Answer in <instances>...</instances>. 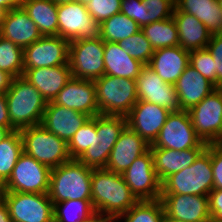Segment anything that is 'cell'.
<instances>
[{
	"label": "cell",
	"instance_id": "cell-1",
	"mask_svg": "<svg viewBox=\"0 0 222 222\" xmlns=\"http://www.w3.org/2000/svg\"><path fill=\"white\" fill-rule=\"evenodd\" d=\"M138 201L122 174L107 169H93L91 203L97 215L119 217Z\"/></svg>",
	"mask_w": 222,
	"mask_h": 222
},
{
	"label": "cell",
	"instance_id": "cell-2",
	"mask_svg": "<svg viewBox=\"0 0 222 222\" xmlns=\"http://www.w3.org/2000/svg\"><path fill=\"white\" fill-rule=\"evenodd\" d=\"M5 97L10 123L16 130L41 124L47 101L23 76L13 79Z\"/></svg>",
	"mask_w": 222,
	"mask_h": 222
},
{
	"label": "cell",
	"instance_id": "cell-3",
	"mask_svg": "<svg viewBox=\"0 0 222 222\" xmlns=\"http://www.w3.org/2000/svg\"><path fill=\"white\" fill-rule=\"evenodd\" d=\"M93 169L77 159L51 169L49 198L53 203L66 200H91V177Z\"/></svg>",
	"mask_w": 222,
	"mask_h": 222
},
{
	"label": "cell",
	"instance_id": "cell-4",
	"mask_svg": "<svg viewBox=\"0 0 222 222\" xmlns=\"http://www.w3.org/2000/svg\"><path fill=\"white\" fill-rule=\"evenodd\" d=\"M213 190L211 144L194 163L168 176L161 183V194L207 195Z\"/></svg>",
	"mask_w": 222,
	"mask_h": 222
},
{
	"label": "cell",
	"instance_id": "cell-5",
	"mask_svg": "<svg viewBox=\"0 0 222 222\" xmlns=\"http://www.w3.org/2000/svg\"><path fill=\"white\" fill-rule=\"evenodd\" d=\"M94 83L100 114L126 117L139 100L135 79L104 74Z\"/></svg>",
	"mask_w": 222,
	"mask_h": 222
},
{
	"label": "cell",
	"instance_id": "cell-6",
	"mask_svg": "<svg viewBox=\"0 0 222 222\" xmlns=\"http://www.w3.org/2000/svg\"><path fill=\"white\" fill-rule=\"evenodd\" d=\"M19 132L23 142V152L50 169L71 160L68 144L42 125L26 127Z\"/></svg>",
	"mask_w": 222,
	"mask_h": 222
},
{
	"label": "cell",
	"instance_id": "cell-7",
	"mask_svg": "<svg viewBox=\"0 0 222 222\" xmlns=\"http://www.w3.org/2000/svg\"><path fill=\"white\" fill-rule=\"evenodd\" d=\"M126 126L125 116L96 115V134L77 160L91 169H105L110 152Z\"/></svg>",
	"mask_w": 222,
	"mask_h": 222
},
{
	"label": "cell",
	"instance_id": "cell-8",
	"mask_svg": "<svg viewBox=\"0 0 222 222\" xmlns=\"http://www.w3.org/2000/svg\"><path fill=\"white\" fill-rule=\"evenodd\" d=\"M68 63L74 78H101L105 74L104 41L100 37L70 41Z\"/></svg>",
	"mask_w": 222,
	"mask_h": 222
},
{
	"label": "cell",
	"instance_id": "cell-9",
	"mask_svg": "<svg viewBox=\"0 0 222 222\" xmlns=\"http://www.w3.org/2000/svg\"><path fill=\"white\" fill-rule=\"evenodd\" d=\"M51 169L24 152L19 156L2 192L48 194Z\"/></svg>",
	"mask_w": 222,
	"mask_h": 222
},
{
	"label": "cell",
	"instance_id": "cell-10",
	"mask_svg": "<svg viewBox=\"0 0 222 222\" xmlns=\"http://www.w3.org/2000/svg\"><path fill=\"white\" fill-rule=\"evenodd\" d=\"M188 112L197 136L207 144H219L222 139V88L214 89Z\"/></svg>",
	"mask_w": 222,
	"mask_h": 222
},
{
	"label": "cell",
	"instance_id": "cell-11",
	"mask_svg": "<svg viewBox=\"0 0 222 222\" xmlns=\"http://www.w3.org/2000/svg\"><path fill=\"white\" fill-rule=\"evenodd\" d=\"M207 146L208 144L197 136L187 110L171 112L157 138L150 145V147L173 150L207 148Z\"/></svg>",
	"mask_w": 222,
	"mask_h": 222
},
{
	"label": "cell",
	"instance_id": "cell-12",
	"mask_svg": "<svg viewBox=\"0 0 222 222\" xmlns=\"http://www.w3.org/2000/svg\"><path fill=\"white\" fill-rule=\"evenodd\" d=\"M13 222H54L53 202L48 194L3 192Z\"/></svg>",
	"mask_w": 222,
	"mask_h": 222
},
{
	"label": "cell",
	"instance_id": "cell-13",
	"mask_svg": "<svg viewBox=\"0 0 222 222\" xmlns=\"http://www.w3.org/2000/svg\"><path fill=\"white\" fill-rule=\"evenodd\" d=\"M58 36L69 42L77 39H94L100 36V24L80 2L58 4Z\"/></svg>",
	"mask_w": 222,
	"mask_h": 222
},
{
	"label": "cell",
	"instance_id": "cell-14",
	"mask_svg": "<svg viewBox=\"0 0 222 222\" xmlns=\"http://www.w3.org/2000/svg\"><path fill=\"white\" fill-rule=\"evenodd\" d=\"M122 175L139 201L161 199V182L154 169L150 148L136 158Z\"/></svg>",
	"mask_w": 222,
	"mask_h": 222
},
{
	"label": "cell",
	"instance_id": "cell-15",
	"mask_svg": "<svg viewBox=\"0 0 222 222\" xmlns=\"http://www.w3.org/2000/svg\"><path fill=\"white\" fill-rule=\"evenodd\" d=\"M69 41L60 36H42L23 48L24 73L31 68L68 64Z\"/></svg>",
	"mask_w": 222,
	"mask_h": 222
},
{
	"label": "cell",
	"instance_id": "cell-16",
	"mask_svg": "<svg viewBox=\"0 0 222 222\" xmlns=\"http://www.w3.org/2000/svg\"><path fill=\"white\" fill-rule=\"evenodd\" d=\"M139 100L159 105L167 111L181 110L175 85L163 81L148 65H144L136 79Z\"/></svg>",
	"mask_w": 222,
	"mask_h": 222
},
{
	"label": "cell",
	"instance_id": "cell-17",
	"mask_svg": "<svg viewBox=\"0 0 222 222\" xmlns=\"http://www.w3.org/2000/svg\"><path fill=\"white\" fill-rule=\"evenodd\" d=\"M169 114V111L159 105L138 100L126 116L127 126L151 145Z\"/></svg>",
	"mask_w": 222,
	"mask_h": 222
},
{
	"label": "cell",
	"instance_id": "cell-18",
	"mask_svg": "<svg viewBox=\"0 0 222 222\" xmlns=\"http://www.w3.org/2000/svg\"><path fill=\"white\" fill-rule=\"evenodd\" d=\"M52 102L86 114L90 118L100 114L93 80L72 77Z\"/></svg>",
	"mask_w": 222,
	"mask_h": 222
},
{
	"label": "cell",
	"instance_id": "cell-19",
	"mask_svg": "<svg viewBox=\"0 0 222 222\" xmlns=\"http://www.w3.org/2000/svg\"><path fill=\"white\" fill-rule=\"evenodd\" d=\"M165 214L186 222H207L211 215L207 195L161 194Z\"/></svg>",
	"mask_w": 222,
	"mask_h": 222
},
{
	"label": "cell",
	"instance_id": "cell-20",
	"mask_svg": "<svg viewBox=\"0 0 222 222\" xmlns=\"http://www.w3.org/2000/svg\"><path fill=\"white\" fill-rule=\"evenodd\" d=\"M89 118L86 114L50 101L46 104L40 125L68 144L73 135Z\"/></svg>",
	"mask_w": 222,
	"mask_h": 222
},
{
	"label": "cell",
	"instance_id": "cell-21",
	"mask_svg": "<svg viewBox=\"0 0 222 222\" xmlns=\"http://www.w3.org/2000/svg\"><path fill=\"white\" fill-rule=\"evenodd\" d=\"M149 148L150 145L142 137L126 126L110 152L105 169L123 174Z\"/></svg>",
	"mask_w": 222,
	"mask_h": 222
},
{
	"label": "cell",
	"instance_id": "cell-22",
	"mask_svg": "<svg viewBox=\"0 0 222 222\" xmlns=\"http://www.w3.org/2000/svg\"><path fill=\"white\" fill-rule=\"evenodd\" d=\"M0 36L22 48L42 37L37 25L21 6L2 14Z\"/></svg>",
	"mask_w": 222,
	"mask_h": 222
},
{
	"label": "cell",
	"instance_id": "cell-23",
	"mask_svg": "<svg viewBox=\"0 0 222 222\" xmlns=\"http://www.w3.org/2000/svg\"><path fill=\"white\" fill-rule=\"evenodd\" d=\"M190 64V52L181 46L154 50L148 66L166 83L175 85Z\"/></svg>",
	"mask_w": 222,
	"mask_h": 222
},
{
	"label": "cell",
	"instance_id": "cell-24",
	"mask_svg": "<svg viewBox=\"0 0 222 222\" xmlns=\"http://www.w3.org/2000/svg\"><path fill=\"white\" fill-rule=\"evenodd\" d=\"M23 77L39 90L47 102H50L72 78V74L68 63L56 67L31 68Z\"/></svg>",
	"mask_w": 222,
	"mask_h": 222
},
{
	"label": "cell",
	"instance_id": "cell-25",
	"mask_svg": "<svg viewBox=\"0 0 222 222\" xmlns=\"http://www.w3.org/2000/svg\"><path fill=\"white\" fill-rule=\"evenodd\" d=\"M214 89L216 87L190 64L175 83V90L181 110L187 111L200 103Z\"/></svg>",
	"mask_w": 222,
	"mask_h": 222
},
{
	"label": "cell",
	"instance_id": "cell-26",
	"mask_svg": "<svg viewBox=\"0 0 222 222\" xmlns=\"http://www.w3.org/2000/svg\"><path fill=\"white\" fill-rule=\"evenodd\" d=\"M153 155V164L158 179L162 183L173 173L191 166L198 156L206 148H190L185 150H173L150 147Z\"/></svg>",
	"mask_w": 222,
	"mask_h": 222
},
{
	"label": "cell",
	"instance_id": "cell-27",
	"mask_svg": "<svg viewBox=\"0 0 222 222\" xmlns=\"http://www.w3.org/2000/svg\"><path fill=\"white\" fill-rule=\"evenodd\" d=\"M173 18L178 29L179 46L189 52L207 48L212 33L201 21L191 14L179 11L176 7Z\"/></svg>",
	"mask_w": 222,
	"mask_h": 222
},
{
	"label": "cell",
	"instance_id": "cell-28",
	"mask_svg": "<svg viewBox=\"0 0 222 222\" xmlns=\"http://www.w3.org/2000/svg\"><path fill=\"white\" fill-rule=\"evenodd\" d=\"M104 66L105 75L136 80L144 64L132 58L118 43L104 41Z\"/></svg>",
	"mask_w": 222,
	"mask_h": 222
},
{
	"label": "cell",
	"instance_id": "cell-29",
	"mask_svg": "<svg viewBox=\"0 0 222 222\" xmlns=\"http://www.w3.org/2000/svg\"><path fill=\"white\" fill-rule=\"evenodd\" d=\"M175 7L195 16L212 33H222V12L219 0H175Z\"/></svg>",
	"mask_w": 222,
	"mask_h": 222
},
{
	"label": "cell",
	"instance_id": "cell-30",
	"mask_svg": "<svg viewBox=\"0 0 222 222\" xmlns=\"http://www.w3.org/2000/svg\"><path fill=\"white\" fill-rule=\"evenodd\" d=\"M20 6L37 25L42 36H58V4L52 0H22Z\"/></svg>",
	"mask_w": 222,
	"mask_h": 222
},
{
	"label": "cell",
	"instance_id": "cell-31",
	"mask_svg": "<svg viewBox=\"0 0 222 222\" xmlns=\"http://www.w3.org/2000/svg\"><path fill=\"white\" fill-rule=\"evenodd\" d=\"M141 30L154 50L179 45L178 29L173 16L145 25Z\"/></svg>",
	"mask_w": 222,
	"mask_h": 222
},
{
	"label": "cell",
	"instance_id": "cell-32",
	"mask_svg": "<svg viewBox=\"0 0 222 222\" xmlns=\"http://www.w3.org/2000/svg\"><path fill=\"white\" fill-rule=\"evenodd\" d=\"M53 205L54 222H92L97 216L91 200H66Z\"/></svg>",
	"mask_w": 222,
	"mask_h": 222
},
{
	"label": "cell",
	"instance_id": "cell-33",
	"mask_svg": "<svg viewBox=\"0 0 222 222\" xmlns=\"http://www.w3.org/2000/svg\"><path fill=\"white\" fill-rule=\"evenodd\" d=\"M23 153V142L19 130L12 131L0 141V187L12 174L19 156Z\"/></svg>",
	"mask_w": 222,
	"mask_h": 222
},
{
	"label": "cell",
	"instance_id": "cell-34",
	"mask_svg": "<svg viewBox=\"0 0 222 222\" xmlns=\"http://www.w3.org/2000/svg\"><path fill=\"white\" fill-rule=\"evenodd\" d=\"M140 30L141 27L133 19L120 12L100 23L99 37L103 41L118 43Z\"/></svg>",
	"mask_w": 222,
	"mask_h": 222
},
{
	"label": "cell",
	"instance_id": "cell-35",
	"mask_svg": "<svg viewBox=\"0 0 222 222\" xmlns=\"http://www.w3.org/2000/svg\"><path fill=\"white\" fill-rule=\"evenodd\" d=\"M164 214L165 210L161 199L143 200L138 201L118 219L122 222H163Z\"/></svg>",
	"mask_w": 222,
	"mask_h": 222
},
{
	"label": "cell",
	"instance_id": "cell-36",
	"mask_svg": "<svg viewBox=\"0 0 222 222\" xmlns=\"http://www.w3.org/2000/svg\"><path fill=\"white\" fill-rule=\"evenodd\" d=\"M0 70L14 78L24 74L23 48L0 36Z\"/></svg>",
	"mask_w": 222,
	"mask_h": 222
},
{
	"label": "cell",
	"instance_id": "cell-37",
	"mask_svg": "<svg viewBox=\"0 0 222 222\" xmlns=\"http://www.w3.org/2000/svg\"><path fill=\"white\" fill-rule=\"evenodd\" d=\"M174 8L175 0H142L140 27L169 19L173 16Z\"/></svg>",
	"mask_w": 222,
	"mask_h": 222
},
{
	"label": "cell",
	"instance_id": "cell-38",
	"mask_svg": "<svg viewBox=\"0 0 222 222\" xmlns=\"http://www.w3.org/2000/svg\"><path fill=\"white\" fill-rule=\"evenodd\" d=\"M119 46L128 52L132 58L139 60L142 64L148 65L154 49L145 37L142 30L118 42Z\"/></svg>",
	"mask_w": 222,
	"mask_h": 222
},
{
	"label": "cell",
	"instance_id": "cell-39",
	"mask_svg": "<svg viewBox=\"0 0 222 222\" xmlns=\"http://www.w3.org/2000/svg\"><path fill=\"white\" fill-rule=\"evenodd\" d=\"M93 134H96V116L89 118L68 142V152L71 159H78L90 147Z\"/></svg>",
	"mask_w": 222,
	"mask_h": 222
},
{
	"label": "cell",
	"instance_id": "cell-40",
	"mask_svg": "<svg viewBox=\"0 0 222 222\" xmlns=\"http://www.w3.org/2000/svg\"><path fill=\"white\" fill-rule=\"evenodd\" d=\"M207 48L190 51V65L217 88V70Z\"/></svg>",
	"mask_w": 222,
	"mask_h": 222
},
{
	"label": "cell",
	"instance_id": "cell-41",
	"mask_svg": "<svg viewBox=\"0 0 222 222\" xmlns=\"http://www.w3.org/2000/svg\"><path fill=\"white\" fill-rule=\"evenodd\" d=\"M122 0H89L87 11L99 24L114 14L120 13Z\"/></svg>",
	"mask_w": 222,
	"mask_h": 222
},
{
	"label": "cell",
	"instance_id": "cell-42",
	"mask_svg": "<svg viewBox=\"0 0 222 222\" xmlns=\"http://www.w3.org/2000/svg\"><path fill=\"white\" fill-rule=\"evenodd\" d=\"M207 49L215 61L217 70V88H222V33L212 34L211 40L207 44Z\"/></svg>",
	"mask_w": 222,
	"mask_h": 222
},
{
	"label": "cell",
	"instance_id": "cell-43",
	"mask_svg": "<svg viewBox=\"0 0 222 222\" xmlns=\"http://www.w3.org/2000/svg\"><path fill=\"white\" fill-rule=\"evenodd\" d=\"M213 189H222V145L211 144Z\"/></svg>",
	"mask_w": 222,
	"mask_h": 222
},
{
	"label": "cell",
	"instance_id": "cell-44",
	"mask_svg": "<svg viewBox=\"0 0 222 222\" xmlns=\"http://www.w3.org/2000/svg\"><path fill=\"white\" fill-rule=\"evenodd\" d=\"M211 218L222 220V189H213L208 194Z\"/></svg>",
	"mask_w": 222,
	"mask_h": 222
},
{
	"label": "cell",
	"instance_id": "cell-45",
	"mask_svg": "<svg viewBox=\"0 0 222 222\" xmlns=\"http://www.w3.org/2000/svg\"><path fill=\"white\" fill-rule=\"evenodd\" d=\"M142 0H122L121 13L133 19L140 26V12Z\"/></svg>",
	"mask_w": 222,
	"mask_h": 222
},
{
	"label": "cell",
	"instance_id": "cell-46",
	"mask_svg": "<svg viewBox=\"0 0 222 222\" xmlns=\"http://www.w3.org/2000/svg\"><path fill=\"white\" fill-rule=\"evenodd\" d=\"M0 126L8 128L11 132L16 130L10 123L5 94H0Z\"/></svg>",
	"mask_w": 222,
	"mask_h": 222
},
{
	"label": "cell",
	"instance_id": "cell-47",
	"mask_svg": "<svg viewBox=\"0 0 222 222\" xmlns=\"http://www.w3.org/2000/svg\"><path fill=\"white\" fill-rule=\"evenodd\" d=\"M14 77L9 73L0 70V94H5L11 87Z\"/></svg>",
	"mask_w": 222,
	"mask_h": 222
},
{
	"label": "cell",
	"instance_id": "cell-48",
	"mask_svg": "<svg viewBox=\"0 0 222 222\" xmlns=\"http://www.w3.org/2000/svg\"><path fill=\"white\" fill-rule=\"evenodd\" d=\"M22 0H0V11L6 13L11 9L20 7Z\"/></svg>",
	"mask_w": 222,
	"mask_h": 222
},
{
	"label": "cell",
	"instance_id": "cell-49",
	"mask_svg": "<svg viewBox=\"0 0 222 222\" xmlns=\"http://www.w3.org/2000/svg\"><path fill=\"white\" fill-rule=\"evenodd\" d=\"M0 222H13L9 215L8 206L4 200L0 202Z\"/></svg>",
	"mask_w": 222,
	"mask_h": 222
},
{
	"label": "cell",
	"instance_id": "cell-50",
	"mask_svg": "<svg viewBox=\"0 0 222 222\" xmlns=\"http://www.w3.org/2000/svg\"><path fill=\"white\" fill-rule=\"evenodd\" d=\"M118 217L99 216L97 215L92 222H118Z\"/></svg>",
	"mask_w": 222,
	"mask_h": 222
},
{
	"label": "cell",
	"instance_id": "cell-51",
	"mask_svg": "<svg viewBox=\"0 0 222 222\" xmlns=\"http://www.w3.org/2000/svg\"><path fill=\"white\" fill-rule=\"evenodd\" d=\"M10 133L11 131L8 128L0 126V141L8 136Z\"/></svg>",
	"mask_w": 222,
	"mask_h": 222
},
{
	"label": "cell",
	"instance_id": "cell-52",
	"mask_svg": "<svg viewBox=\"0 0 222 222\" xmlns=\"http://www.w3.org/2000/svg\"><path fill=\"white\" fill-rule=\"evenodd\" d=\"M163 222H186V221L174 219V218L168 217L166 214H164Z\"/></svg>",
	"mask_w": 222,
	"mask_h": 222
},
{
	"label": "cell",
	"instance_id": "cell-53",
	"mask_svg": "<svg viewBox=\"0 0 222 222\" xmlns=\"http://www.w3.org/2000/svg\"><path fill=\"white\" fill-rule=\"evenodd\" d=\"M55 4L75 3L78 0H52Z\"/></svg>",
	"mask_w": 222,
	"mask_h": 222
},
{
	"label": "cell",
	"instance_id": "cell-54",
	"mask_svg": "<svg viewBox=\"0 0 222 222\" xmlns=\"http://www.w3.org/2000/svg\"><path fill=\"white\" fill-rule=\"evenodd\" d=\"M207 222H222V220H217L210 217V219Z\"/></svg>",
	"mask_w": 222,
	"mask_h": 222
},
{
	"label": "cell",
	"instance_id": "cell-55",
	"mask_svg": "<svg viewBox=\"0 0 222 222\" xmlns=\"http://www.w3.org/2000/svg\"><path fill=\"white\" fill-rule=\"evenodd\" d=\"M3 200V192H2V189L0 187V202Z\"/></svg>",
	"mask_w": 222,
	"mask_h": 222
},
{
	"label": "cell",
	"instance_id": "cell-56",
	"mask_svg": "<svg viewBox=\"0 0 222 222\" xmlns=\"http://www.w3.org/2000/svg\"><path fill=\"white\" fill-rule=\"evenodd\" d=\"M89 0H78V2L82 3V4H87Z\"/></svg>",
	"mask_w": 222,
	"mask_h": 222
},
{
	"label": "cell",
	"instance_id": "cell-57",
	"mask_svg": "<svg viewBox=\"0 0 222 222\" xmlns=\"http://www.w3.org/2000/svg\"><path fill=\"white\" fill-rule=\"evenodd\" d=\"M220 2V8H221V12H222V0H219Z\"/></svg>",
	"mask_w": 222,
	"mask_h": 222
},
{
	"label": "cell",
	"instance_id": "cell-58",
	"mask_svg": "<svg viewBox=\"0 0 222 222\" xmlns=\"http://www.w3.org/2000/svg\"><path fill=\"white\" fill-rule=\"evenodd\" d=\"M2 14H3V13L0 11V22H1Z\"/></svg>",
	"mask_w": 222,
	"mask_h": 222
}]
</instances>
